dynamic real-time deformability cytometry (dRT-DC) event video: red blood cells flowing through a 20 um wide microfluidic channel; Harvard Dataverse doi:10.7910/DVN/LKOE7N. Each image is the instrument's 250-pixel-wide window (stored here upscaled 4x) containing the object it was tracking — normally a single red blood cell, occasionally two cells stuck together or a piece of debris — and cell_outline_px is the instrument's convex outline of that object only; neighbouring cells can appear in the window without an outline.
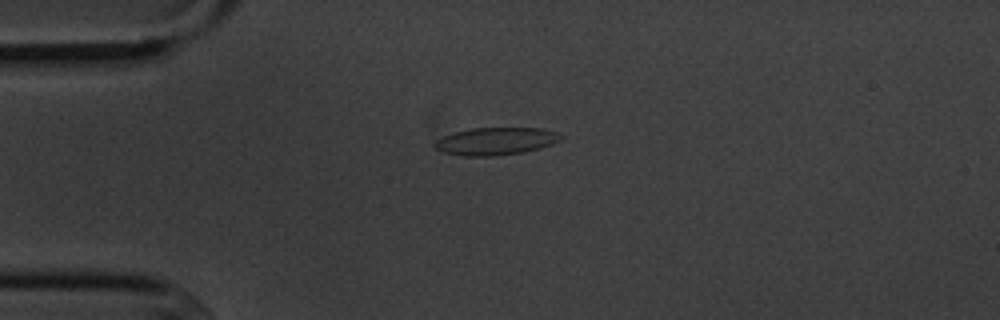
{"species": "common noctule bat (a hibernating species)", "species_latin": "Nyctalus noctula", "temperature_condition": "cold", "stored_images_in_passage": 1, "camera_frame_rate_fps": 3000, "um_per_image_px": 0.085, "animal": {"sex": "male", "body_mass_g": 20.1, "forearm_length_mm": 53.5}, "frame": {"image": 1, "passage_image": 1, "time_ms": 0.0, "image_size_px": [1000, 320], "cell_outline_px": [[564, 136], [560, 140], [552, 144], [540, 148], [524, 152], [492, 156], [464, 156], [440, 152], [432, 144], [436, 140], [444, 136], [456, 132], [472, 128], [544, 128], [556, 132]], "centroid_in_image_um": [42.14, 12.0], "position_along_channel_um": 42.9, "area_um2": 20.29}}